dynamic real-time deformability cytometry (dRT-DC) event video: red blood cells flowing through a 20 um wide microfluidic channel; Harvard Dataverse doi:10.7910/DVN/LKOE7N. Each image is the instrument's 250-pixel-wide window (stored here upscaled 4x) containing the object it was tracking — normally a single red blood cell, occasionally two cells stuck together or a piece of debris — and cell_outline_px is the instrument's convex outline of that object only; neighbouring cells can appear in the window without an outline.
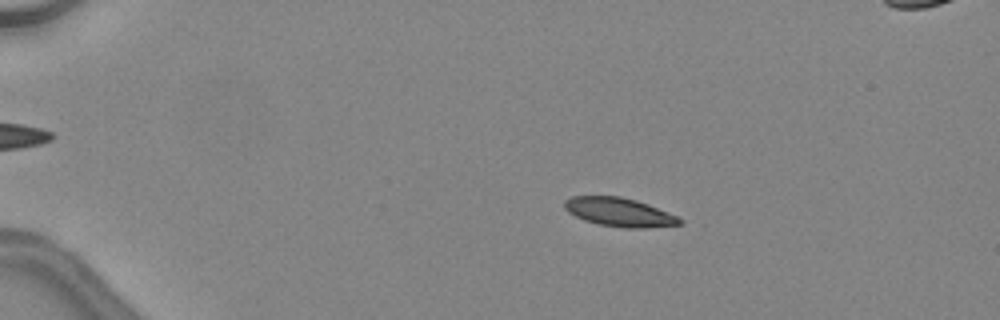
{"species": "common noctule bat (a hibernating species)", "species_latin": "Nyctalus noctula", "temperature_condition": "warm", "stored_images_in_passage": 38, "camera_frame_rate_fps": 3000, "um_per_image_px": 0.085, "animal": {"sex": "female", "body_mass_g": 24.6, "forearm_length_mm": 56.2}, "frame": {"image": 1, "passage_image": 1, "time_ms": 0.0, "image_size_px": [1000, 320], "cell_outline_px": [[684, 224], [648, 228], [624, 228], [600, 224], [584, 220], [568, 212], [564, 208], [564, 200], [572, 196], [620, 196], [636, 200], [648, 204], [676, 216], [684, 220]], "centroid_in_image_um": [52.65, 18.04], "position_along_channel_um": 32.3, "area_um2": 19.31}}
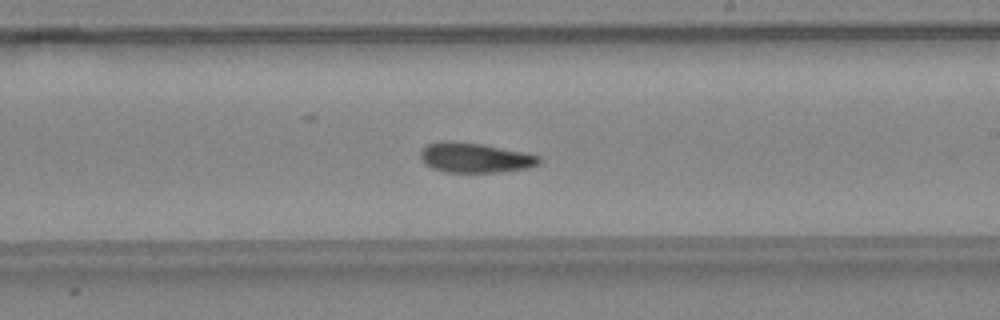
{"frame": {"image": 2, "passage_image": 21, "time_ms": 6.667, "image_size_px": [1000, 320], "cell_outline_px": [[540, 164], [528, 168], [496, 172], [448, 172], [432, 168], [420, 160], [420, 152], [428, 144], [440, 140], [452, 140], [480, 144], [524, 152], [540, 156]], "centroid_in_image_um": [40.35, 13.4], "position_along_channel_um": 248.7, "area_um2": 20.63}}
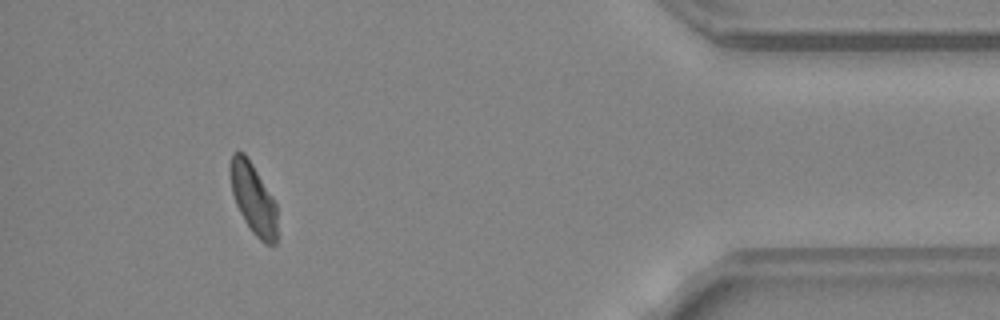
{"frame": {"image": 3, "passage_image": 35, "time_ms": 11.333, "image_size_px": [1000, 320], "cell_outline_px": [[276, 244], [264, 244], [252, 232], [244, 220], [236, 204], [232, 192], [228, 172], [228, 168], [232, 152], [244, 152], [252, 164], [272, 196], [276, 204]], "centroid_in_image_um": [21.49, 16.86], "position_along_channel_um": 413.7, "area_um2": 19.36}, "authors_computed_cell_mechanics": {"area_um2": 20.4612, "velocity_mm_per_s": 4.523, "shape_relaxation_time_tau1_ms": null, "shape_relaxation_time_tau2_ms": 1.5397, "deformation_change_tau1": null, "deformation_change_tau2": 0.0773}}